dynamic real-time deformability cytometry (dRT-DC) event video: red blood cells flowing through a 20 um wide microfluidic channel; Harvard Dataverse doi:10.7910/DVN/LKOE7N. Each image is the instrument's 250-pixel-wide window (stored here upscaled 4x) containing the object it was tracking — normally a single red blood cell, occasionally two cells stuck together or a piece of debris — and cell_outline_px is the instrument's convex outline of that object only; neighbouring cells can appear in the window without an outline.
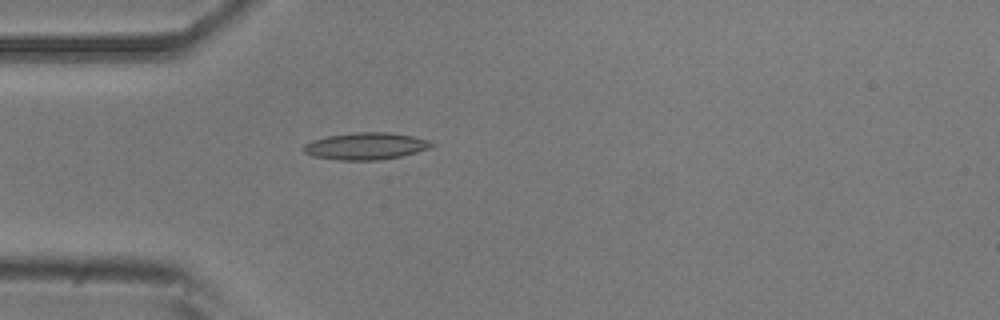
{"species": "common noctule bat (a hibernating species)", "species_latin": "Nyctalus noctula", "temperature_condition": "room temperature", "stored_images_in_passage": 49, "camera_frame_rate_fps": 3000, "um_per_image_px": 0.085, "animal": {"sex": "male", "body_mass_g": 20.5, "forearm_length_mm": 52.5}, "frame": {"image": 1, "passage_image": 12, "time_ms": 3.667, "image_size_px": [1000, 320], "cell_outline_px": [[436, 144], [428, 148], [416, 152], [400, 156], [380, 160], [336, 160], [312, 156], [304, 152], [304, 144], [312, 140], [328, 136], [352, 132], [388, 132], [412, 136], [428, 140]], "centroid_in_image_um": [31.07, 12.42], "position_along_channel_um": 53.9, "area_um2": 20.11}}
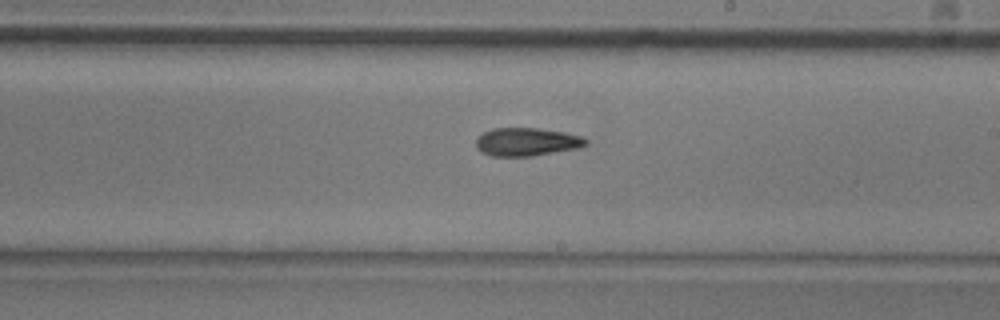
{"frame": {"image": 2, "passage_image": 27, "time_ms": 8.667, "image_size_px": [1000, 320], "cell_outline_px": [[588, 144], [576, 148], [532, 156], [492, 156], [480, 152], [476, 148], [476, 140], [484, 132], [492, 128], [536, 128], [564, 132], [580, 136], [588, 140]], "centroid_in_image_um": [44.74, 12.06], "position_along_channel_um": 244.3, "area_um2": 17.92}}
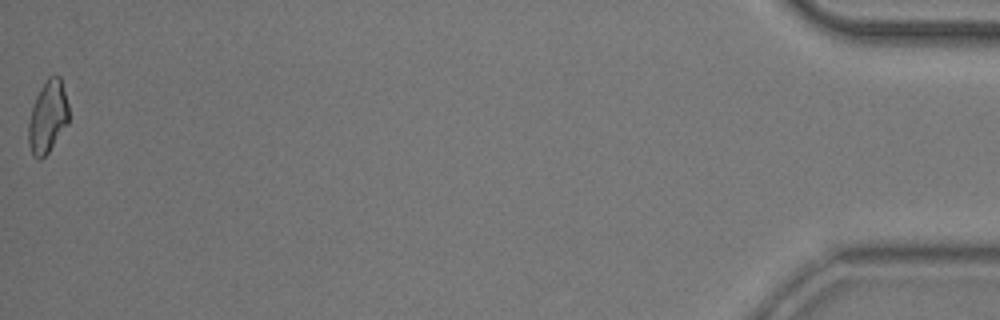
{"frame": {"image": 3, "passage_image": 49, "time_ms": 16.0, "image_size_px": [1000, 320], "cell_outline_px": [[68, 124], [48, 152], [40, 160], [36, 160], [32, 156], [28, 144], [28, 124], [32, 108], [36, 96], [40, 88], [48, 76], [60, 76], [68, 104]], "centroid_in_image_um": [4.04, 9.96], "position_along_channel_um": 431.2, "area_um2": 16.99}, "authors_computed_cell_mechanics": {"area_um2": 17.918, "velocity_mm_per_s": 3.9097, "shape_relaxation_time_tau1_ms": 7.0336, "shape_relaxation_time_tau2_ms": null, "deformation_change_tau1": 0.1774, "deformation_change_tau2": null}}